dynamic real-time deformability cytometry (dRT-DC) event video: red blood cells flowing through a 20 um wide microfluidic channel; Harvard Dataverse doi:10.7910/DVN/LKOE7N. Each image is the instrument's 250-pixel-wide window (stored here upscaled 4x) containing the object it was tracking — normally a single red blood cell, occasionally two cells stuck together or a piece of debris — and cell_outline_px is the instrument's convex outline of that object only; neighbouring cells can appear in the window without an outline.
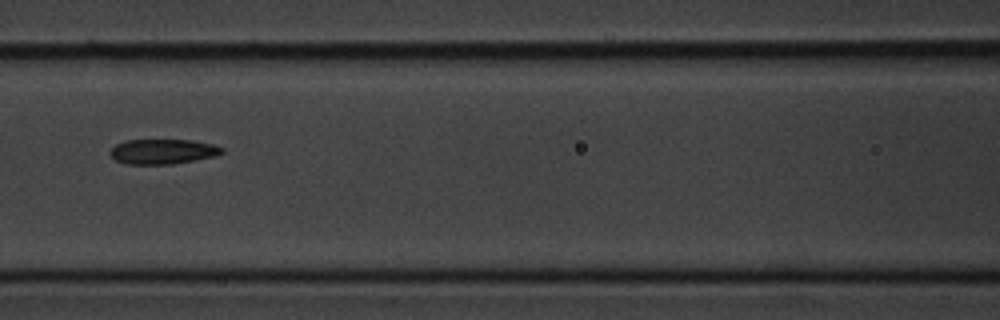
{"species": "common noctule bat (a hibernating species)", "species_latin": "Nyctalus noctula", "temperature_condition": "cold", "stored_images_in_passage": 10, "camera_frame_rate_fps": 3000, "um_per_image_px": 0.085, "animal": {"sex": "male", "body_mass_g": 20.1, "forearm_length_mm": 53.5}, "frame": {"image": 1, "passage_image": 7, "time_ms": 7.0, "image_size_px": [1000, 320], "cell_outline_px": [[224, 152], [216, 156], [196, 160], [172, 164], [128, 164], [116, 160], [108, 152], [116, 144], [124, 140], [192, 140], [212, 144], [224, 148]], "centroid_in_image_um": [13.85, 12.88], "position_along_channel_um": 152.7, "area_um2": 16.3}}
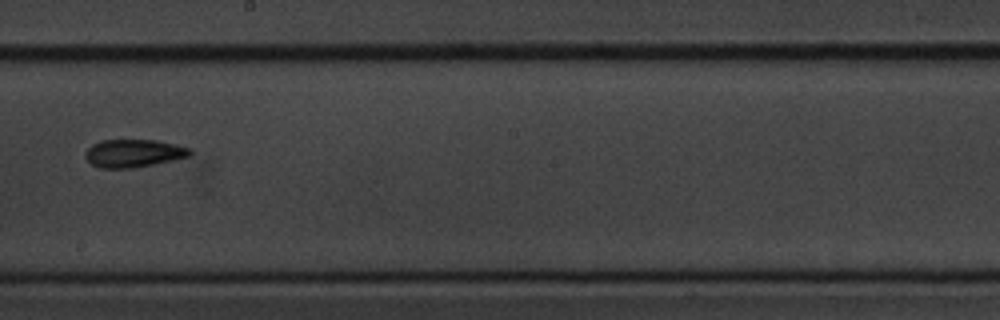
{"frame": {"image": 2, "passage_image": 9, "time_ms": 9.333, "image_size_px": [1000, 320], "cell_outline_px": [[192, 156], [132, 168], [100, 168], [92, 164], [84, 156], [84, 152], [92, 144], [100, 140], [156, 140], [176, 144], [192, 148]], "centroid_in_image_um": [11.37, 13.02], "position_along_channel_um": 236.8, "area_um2": 17.11}}
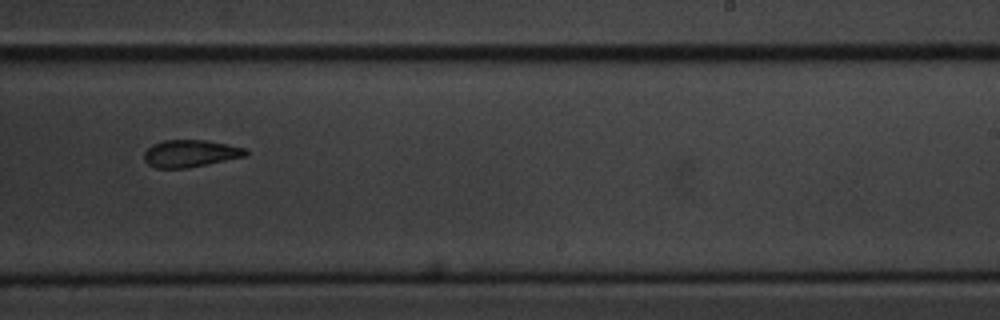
{"frame": {"image": 3, "passage_image": 10, "time_ms": 10.333, "image_size_px": [1000, 320], "cell_outline_px": [[248, 156], [188, 168], [156, 168], [148, 164], [144, 160], [144, 152], [152, 144], [164, 140], [204, 140], [228, 144], [244, 148], [248, 152]], "centroid_in_image_um": [16.18, 13.05], "position_along_channel_um": 272.8, "area_um2": 16.18}}